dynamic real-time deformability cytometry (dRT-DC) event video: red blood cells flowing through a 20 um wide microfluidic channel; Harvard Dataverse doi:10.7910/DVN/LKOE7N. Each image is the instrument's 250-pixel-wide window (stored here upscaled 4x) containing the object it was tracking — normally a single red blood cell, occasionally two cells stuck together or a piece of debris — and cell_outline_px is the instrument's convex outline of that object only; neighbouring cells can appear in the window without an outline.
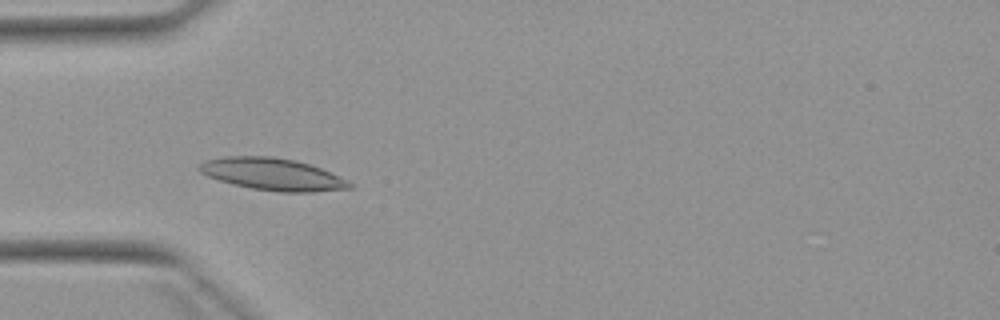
{"species": "Egyptian fruit bat (a non-hibernating species)", "species_latin": "Rousettus aegyptiacus", "temperature_condition": "warm", "stored_images_in_passage": 5, "camera_frame_rate_fps": 3000, "um_per_image_px": 0.085, "animal": {"sex": "female"}, "frame": {"image": 1, "passage_image": 3, "time_ms": 2.333, "image_size_px": [1000, 320], "cell_outline_px": [[352, 188], [312, 192], [280, 192], [252, 188], [232, 184], [208, 176], [200, 172], [196, 168], [196, 164], [204, 160], [224, 156], [272, 156], [296, 160], [320, 168], [348, 180], [352, 184]], "centroid_in_image_um": [23.11, 14.8], "position_along_channel_um": 61.9, "area_um2": 28.21}}
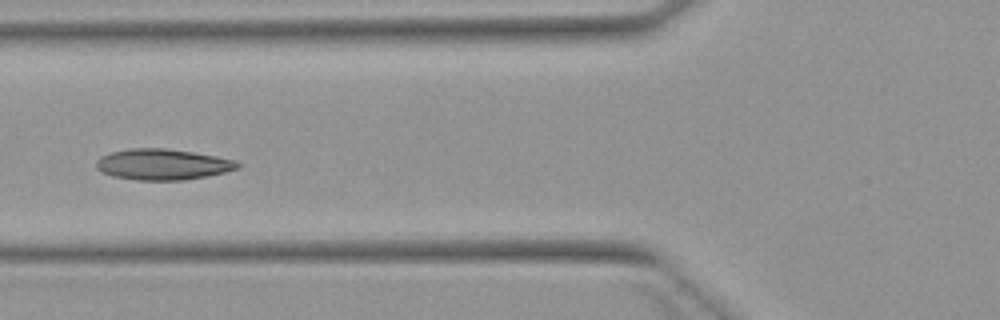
{"frame": {"image": 2, "passage_image": 4, "time_ms": 3.667, "image_size_px": [1000, 320], "cell_outline_px": [[240, 168], [208, 176], [184, 180], [136, 180], [112, 176], [100, 172], [96, 168], [96, 160], [100, 156], [112, 152], [128, 148], [164, 148], [192, 152], [216, 156], [236, 160], [240, 164]], "centroid_in_image_um": [13.8, 13.97], "position_along_channel_um": 112.0, "area_um2": 25.61}}
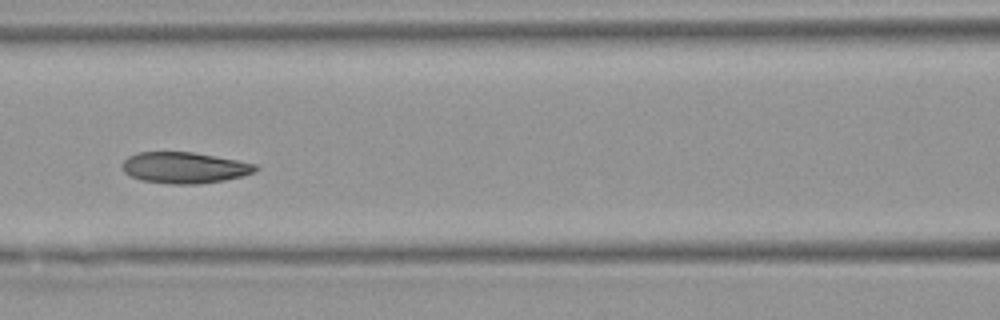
{"frame": {"image": 3, "passage_image": 5, "time_ms": 4.667, "image_size_px": [1000, 320], "cell_outline_px": [[260, 168], [256, 172], [224, 180], [196, 184], [172, 184], [140, 180], [124, 172], [120, 164], [128, 156], [136, 152], [192, 152], [236, 160], [256, 164]], "centroid_in_image_um": [15.65, 14.25], "position_along_channel_um": 150.9, "area_um2": 24.16}}